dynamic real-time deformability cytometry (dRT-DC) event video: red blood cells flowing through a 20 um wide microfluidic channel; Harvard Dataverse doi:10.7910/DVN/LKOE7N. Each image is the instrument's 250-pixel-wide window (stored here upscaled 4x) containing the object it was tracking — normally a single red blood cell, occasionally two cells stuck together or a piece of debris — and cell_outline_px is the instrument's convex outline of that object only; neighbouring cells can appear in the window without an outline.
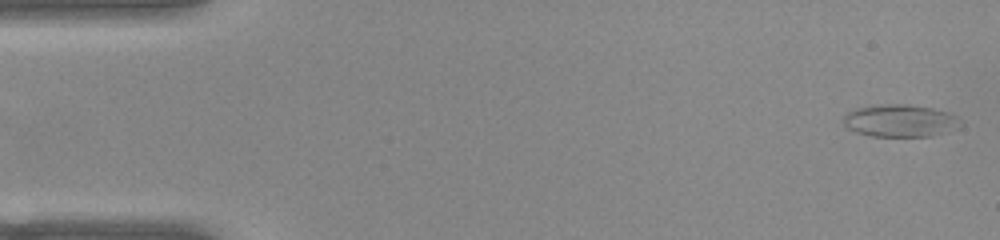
{"species": "common noctule bat (a hibernating species)", "species_latin": "Nyctalus noctula", "temperature_condition": "warm", "stored_images_in_passage": 53, "camera_frame_rate_fps": 3000, "um_per_image_px": 0.085, "animal": {"sex": "female", "body_mass_g": 22.0, "forearm_length_mm": 56.7}, "frame": {"image": 1, "passage_image": 1, "time_ms": 0.0, "image_size_px": [1000, 240], "cell_outline_px": [[956, 116], [940, 132], [932, 136], [872, 136], [856, 132], [848, 128], [844, 124], [844, 116], [848, 112], [856, 108], [880, 104], [908, 104], [932, 108], [948, 112]], "centroid_in_image_um": [76.28, 10.23], "position_along_channel_um": 8.7, "area_um2": 20.92}}
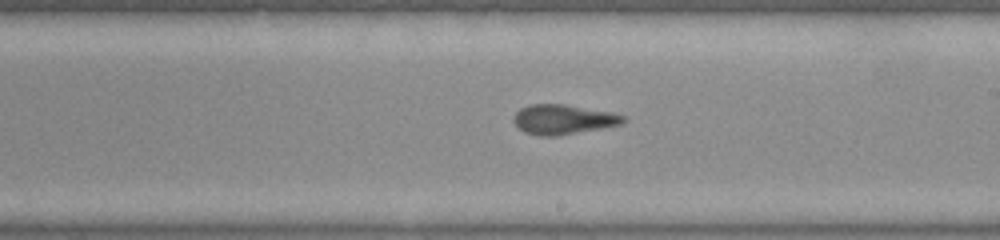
{"frame": {"image": 2, "passage_image": 29, "time_ms": 9.333, "image_size_px": [1000, 240], "cell_outline_px": [[624, 120], [620, 124], [600, 128], [556, 136], [540, 136], [524, 132], [512, 120], [516, 112], [520, 108], [532, 104], [564, 104], [612, 112], [624, 116]], "centroid_in_image_um": [47.83, 10.14], "position_along_channel_um": 241.2, "area_um2": 18.73}}
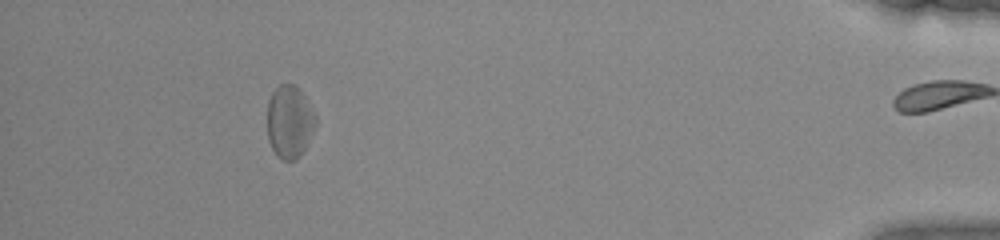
{"frame": {"image": 3, "passage_image": 47, "time_ms": 15.333, "image_size_px": [1000, 240], "cell_outline_px": [[316, 124], [300, 156], [296, 160], [284, 160], [276, 156], [268, 140], [268, 100], [272, 92], [280, 84], [296, 84], [300, 88], [316, 116]], "centroid_in_image_um": [24.6, 10.33], "position_along_channel_um": 410.6, "area_um2": 20.46}, "authors_computed_cell_mechanics": {"area_um2": 19.7098, "velocity_mm_per_s": 3.8884, "shape_relaxation_time_tau1_ms": 7.2755, "shape_relaxation_time_tau2_ms": 1.924, "deformation_change_tau1": 0.1833, "deformation_change_tau2": 0.1025}}